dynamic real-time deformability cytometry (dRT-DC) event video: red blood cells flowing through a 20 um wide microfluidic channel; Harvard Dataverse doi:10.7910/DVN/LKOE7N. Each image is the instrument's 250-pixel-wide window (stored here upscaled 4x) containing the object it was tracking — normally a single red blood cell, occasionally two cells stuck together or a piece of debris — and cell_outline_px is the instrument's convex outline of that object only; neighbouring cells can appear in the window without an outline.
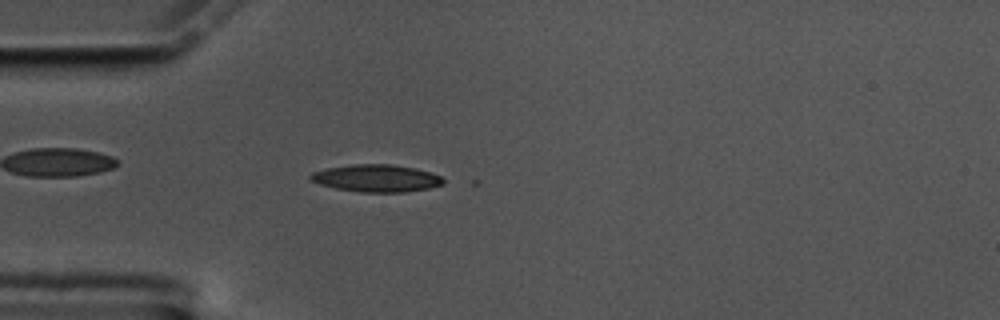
{"species": "common noctule bat (a hibernating species)", "species_latin": "Nyctalus noctula", "temperature_condition": "cold", "stored_images_in_passage": 18, "camera_frame_rate_fps": 3000, "um_per_image_px": 0.085, "animal": {"sex": "male", "body_mass_g": 17.5, "forearm_length_mm": 52.3}, "frame": {"image": 1, "passage_image": 15, "time_ms": 4.667, "image_size_px": [1000, 320], "cell_outline_px": [[444, 184], [428, 188], [404, 192], [360, 192], [336, 188], [320, 184], [308, 180], [308, 176], [312, 172], [328, 168], [352, 164], [392, 164], [416, 168], [432, 172], [440, 176], [444, 180]], "centroid_in_image_um": [31.99, 15.14], "position_along_channel_um": 53.0, "area_um2": 21.21}}